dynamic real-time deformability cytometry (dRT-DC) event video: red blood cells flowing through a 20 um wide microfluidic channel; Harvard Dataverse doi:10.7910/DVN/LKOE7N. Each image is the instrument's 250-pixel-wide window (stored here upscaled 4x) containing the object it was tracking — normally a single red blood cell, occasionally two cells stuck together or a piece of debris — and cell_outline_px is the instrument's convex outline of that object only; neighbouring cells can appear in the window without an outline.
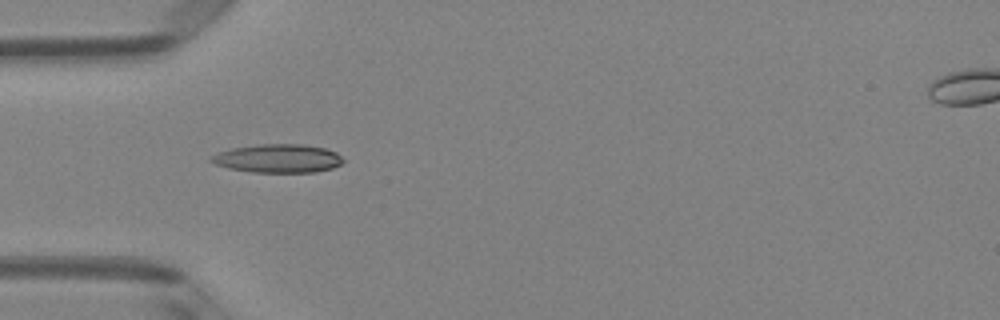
{"species": "Egyptian fruit bat (a non-hibernating species)", "species_latin": "Rousettus aegyptiacus", "temperature_condition": "room temperature", "stored_images_in_passage": 5, "camera_frame_rate_fps": 3000, "um_per_image_px": 0.085, "animal": {"sex": "female"}, "frame": {"image": 1, "passage_image": 4, "time_ms": 1.0, "image_size_px": [1000, 320], "cell_outline_px": [[344, 160], [340, 164], [332, 168], [316, 172], [252, 172], [228, 168], [216, 164], [208, 160], [212, 156], [220, 152], [232, 148], [260, 144], [300, 144], [324, 148], [336, 152]], "centroid_in_image_um": [23.63, 13.47], "position_along_channel_um": 61.4, "area_um2": 21.73}}
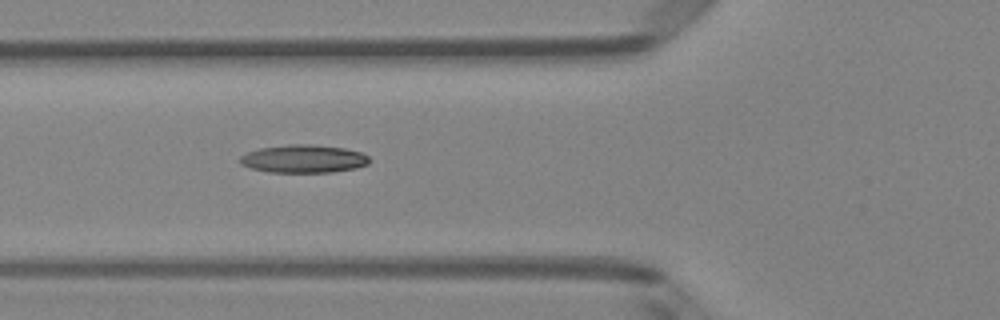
{"frame": {"image": 2, "passage_image": 5, "time_ms": 1.333, "image_size_px": [1000, 320], "cell_outline_px": [[372, 160], [368, 164], [356, 168], [332, 172], [268, 172], [252, 168], [240, 164], [240, 156], [248, 152], [260, 148], [288, 144], [312, 144], [344, 148], [360, 152], [368, 156]], "centroid_in_image_um": [25.82, 13.49], "position_along_channel_um": 100.0, "area_um2": 21.15}}